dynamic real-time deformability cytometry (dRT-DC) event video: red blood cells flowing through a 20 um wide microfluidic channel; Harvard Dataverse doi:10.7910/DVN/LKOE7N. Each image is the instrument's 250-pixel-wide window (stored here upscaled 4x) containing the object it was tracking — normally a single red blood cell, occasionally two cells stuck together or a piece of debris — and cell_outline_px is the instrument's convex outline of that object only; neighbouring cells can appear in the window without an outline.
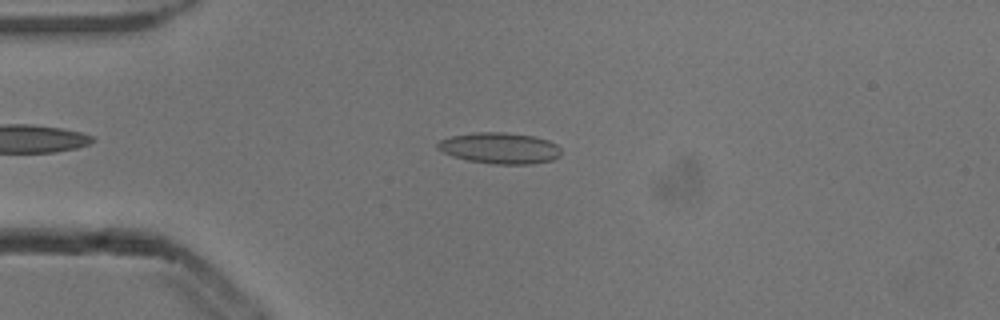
{"species": "common noctule bat (a hibernating species)", "species_latin": "Nyctalus noctula", "temperature_condition": "cold", "stored_images_in_passage": 49, "camera_frame_rate_fps": 3000, "um_per_image_px": 0.085, "animal": {"sex": "male", "body_mass_g": 13.3}, "frame": {"image": 1, "passage_image": 9, "time_ms": 2.667, "image_size_px": [1000, 320], "cell_outline_px": [[560, 156], [552, 160], [532, 164], [492, 164], [468, 160], [452, 156], [436, 148], [436, 144], [440, 140], [452, 136], [476, 132], [504, 132], [536, 136], [548, 140], [556, 144], [560, 148]], "centroid_in_image_um": [42.49, 12.59], "position_along_channel_um": 42.5, "area_um2": 22.48}}
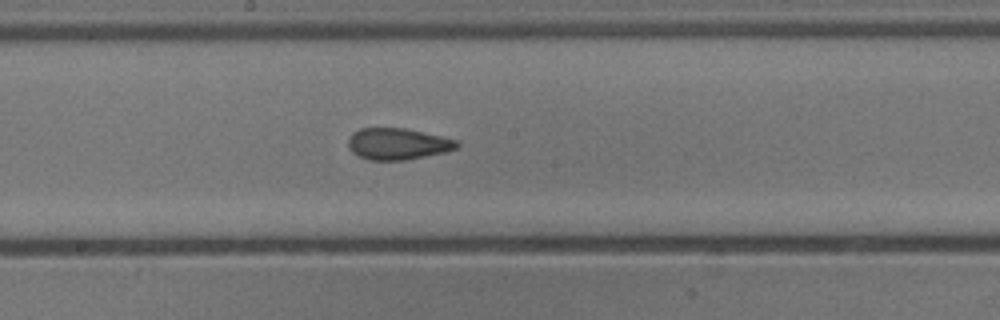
{"frame": {"image": 2, "passage_image": 24, "time_ms": 7.667, "image_size_px": [1000, 320], "cell_outline_px": [[460, 144], [456, 148], [444, 152], [404, 160], [368, 160], [352, 152], [348, 144], [348, 140], [352, 132], [360, 128], [404, 128], [440, 136], [456, 140]], "centroid_in_image_um": [33.77, 12.22], "position_along_channel_um": 214.4, "area_um2": 19.71}}
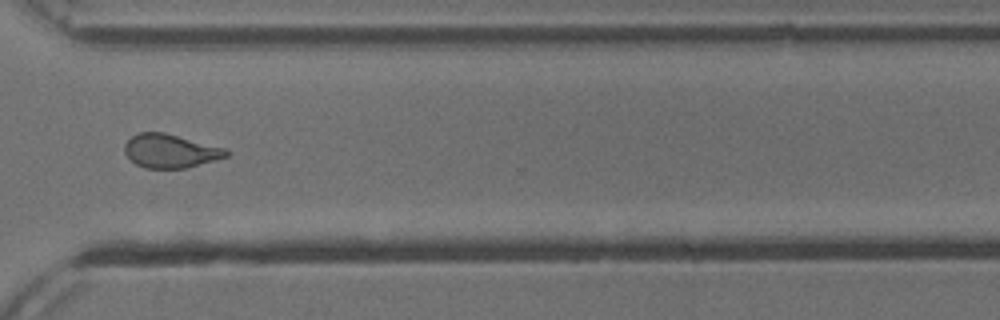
{"frame": {"image": 3, "passage_image": 35, "time_ms": 11.333, "image_size_px": [1000, 320], "cell_outline_px": [[228, 156], [188, 168], [144, 168], [136, 164], [124, 152], [124, 144], [132, 136], [140, 132], [164, 132], [224, 148], [228, 152]], "centroid_in_image_um": [14.45, 12.84], "position_along_channel_um": 356.1, "area_um2": 19.77}, "authors_computed_cell_mechanics": {"area_um2": 20.4034, "velocity_mm_per_s": 3.8742, "shape_relaxation_time_tau1_ms": null, "shape_relaxation_time_tau2_ms": 1.7396, "deformation_change_tau1": null, "deformation_change_tau2": 0.0792}}